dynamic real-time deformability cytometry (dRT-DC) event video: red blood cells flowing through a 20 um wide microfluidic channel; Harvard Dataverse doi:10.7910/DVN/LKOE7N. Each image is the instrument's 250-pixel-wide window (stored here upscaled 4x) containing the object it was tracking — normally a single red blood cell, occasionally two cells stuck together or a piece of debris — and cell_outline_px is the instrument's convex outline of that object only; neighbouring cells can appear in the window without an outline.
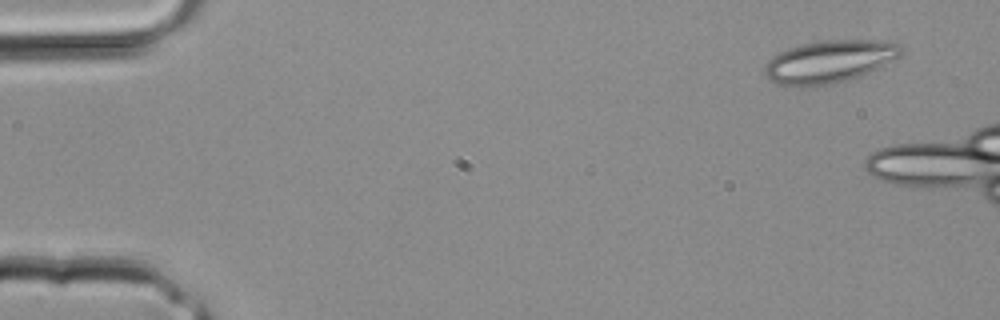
{"species": "common noctule bat (a hibernating species)", "species_latin": "Nyctalus noctula", "temperature_condition": "room temperature", "stored_images_in_passage": 3, "camera_frame_rate_fps": 3000, "um_per_image_px": 0.085, "animal": {"sex": "male", "body_mass_g": 20.4}, "frame": {"image": 1, "passage_image": 3, "time_ms": 0.667, "image_size_px": [1000, 320], "cell_outline_px": [[904, 48], [900, 56], [860, 76], [848, 80], [832, 84], [800, 88], [780, 84], [772, 80], [764, 72], [764, 64], [772, 56], [788, 48], [804, 44], [824, 40], [876, 40], [900, 44]], "centroid_in_image_um": [70.48, 5.24], "position_along_channel_um": 14.5, "area_um2": 33.76}}